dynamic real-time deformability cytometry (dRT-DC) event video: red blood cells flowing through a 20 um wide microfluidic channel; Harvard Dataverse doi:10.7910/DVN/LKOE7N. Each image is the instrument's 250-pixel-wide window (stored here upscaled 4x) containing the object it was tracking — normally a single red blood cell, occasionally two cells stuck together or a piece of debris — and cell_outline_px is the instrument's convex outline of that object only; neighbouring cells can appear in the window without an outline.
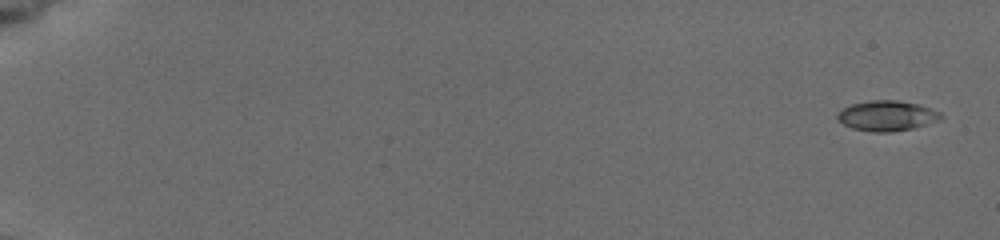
{"species": "common noctule bat (a hibernating species)", "species_latin": "Nyctalus noctula", "temperature_condition": "cold", "stored_images_in_passage": 9, "camera_frame_rate_fps": 3000, "um_per_image_px": 0.085, "animal": {"sex": "female", "body_mass_g": 19.5, "forearm_length_mm": 54.1}, "frame": {"image": 1, "passage_image": 1, "time_ms": 0.0, "image_size_px": [1000, 240], "cell_outline_px": [[944, 116], [936, 120], [912, 128], [888, 132], [872, 132], [852, 128], [844, 124], [836, 116], [836, 112], [840, 108], [852, 104], [872, 100], [896, 100], [916, 104], [940, 112]], "centroid_in_image_um": [75.31, 9.83], "position_along_channel_um": 9.7, "area_um2": 17.92}}
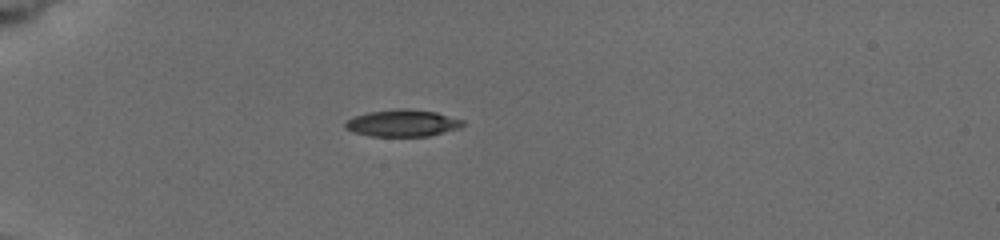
{"frame": {"image": 2, "passage_image": 7, "time_ms": 5.333, "image_size_px": [1000, 240], "cell_outline_px": [[464, 124], [460, 128], [428, 136], [372, 136], [356, 132], [344, 128], [344, 124], [348, 120], [356, 116], [368, 112], [400, 108], [436, 112], [464, 120]], "centroid_in_image_um": [34.24, 10.46], "position_along_channel_um": 50.8, "area_um2": 18.21}}
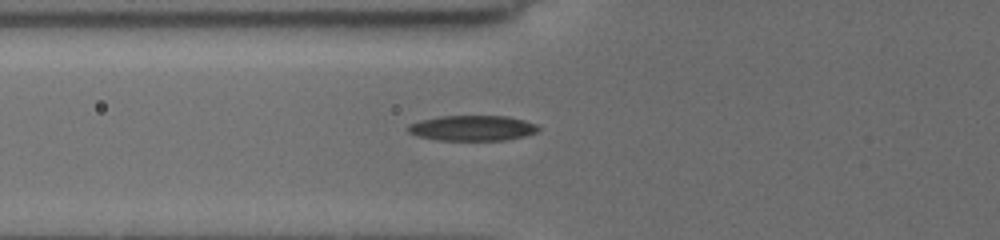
{"frame": {"image": 3, "passage_image": 9, "time_ms": 7.0, "image_size_px": [1000, 240], "cell_outline_px": [[540, 128], [536, 132], [524, 136], [504, 140], [436, 140], [416, 136], [408, 132], [408, 124], [420, 120], [440, 116], [508, 116], [524, 120], [536, 124]], "centroid_in_image_um": [40.13, 10.88], "position_along_channel_um": 85.7, "area_um2": 19.31}}